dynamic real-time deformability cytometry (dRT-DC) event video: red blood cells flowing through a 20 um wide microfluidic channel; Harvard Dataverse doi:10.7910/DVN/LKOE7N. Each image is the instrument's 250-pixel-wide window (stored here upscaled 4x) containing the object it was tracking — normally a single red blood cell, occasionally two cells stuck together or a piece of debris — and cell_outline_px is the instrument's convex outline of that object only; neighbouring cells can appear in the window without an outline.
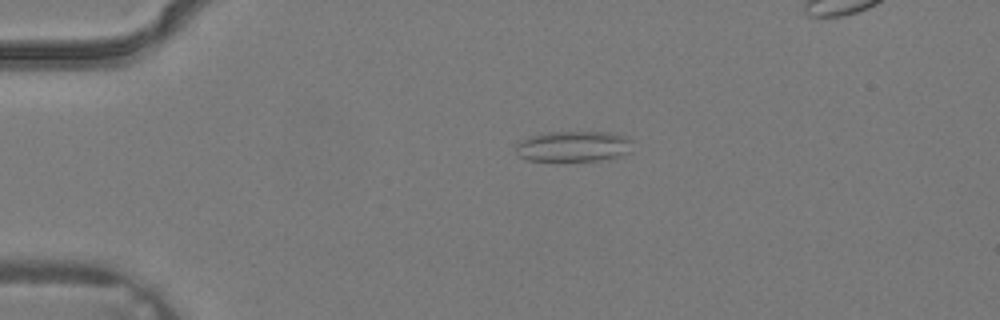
{"species": "common noctule bat (a hibernating species)", "species_latin": "Nyctalus noctula", "temperature_condition": "warm", "stored_images_in_passage": 3, "camera_frame_rate_fps": 3000, "um_per_image_px": 0.085, "animal": {"sex": "male", "body_mass_g": 19.2, "forearm_length_mm": 51.8}, "frame": {"image": 1, "passage_image": 2, "time_ms": 0.333, "image_size_px": [1000, 320], "cell_outline_px": [[632, 140], [628, 152], [620, 156], [608, 160], [528, 160], [520, 156], [516, 152], [516, 144], [520, 140], [528, 136], [548, 132], [608, 132], [628, 136]], "centroid_in_image_um": [48.75, 12.42], "position_along_channel_um": 36.3, "area_um2": 20.87}}